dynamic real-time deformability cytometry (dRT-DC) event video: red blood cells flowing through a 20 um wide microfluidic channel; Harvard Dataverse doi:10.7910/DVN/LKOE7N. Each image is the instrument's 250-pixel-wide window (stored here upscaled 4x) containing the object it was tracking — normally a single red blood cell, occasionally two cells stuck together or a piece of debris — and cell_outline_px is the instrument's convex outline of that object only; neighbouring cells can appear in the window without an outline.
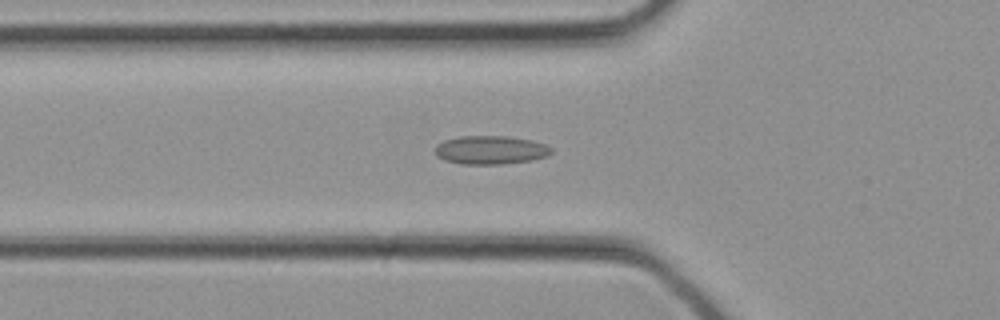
{"species": "common noctule bat (a hibernating species)", "species_latin": "Nyctalus noctula", "temperature_condition": "cold", "stored_images_in_passage": 33, "camera_frame_rate_fps": 3000, "um_per_image_px": 0.085, "animal": {"sex": "female", "body_mass_g": 21.9}, "frame": {"image": 1, "passage_image": 11, "time_ms": 3.333, "image_size_px": [1000, 320], "cell_outline_px": [[552, 152], [548, 156], [532, 160], [504, 164], [460, 164], [444, 160], [436, 156], [436, 144], [444, 140], [460, 136], [508, 136], [532, 140], [544, 144], [552, 148]], "centroid_in_image_um": [41.7, 12.75], "position_along_channel_um": 84.1, "area_um2": 19.48}}
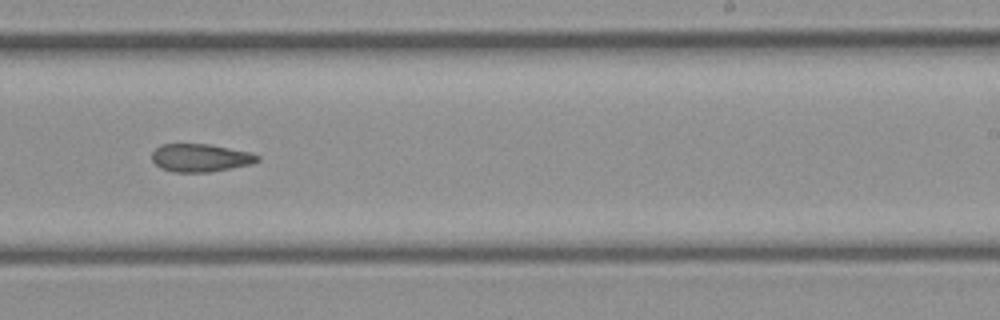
{"frame": {"image": 2, "passage_image": 20, "time_ms": 6.333, "image_size_px": [1000, 320], "cell_outline_px": [[260, 160], [252, 164], [212, 172], [172, 172], [160, 168], [152, 160], [152, 152], [160, 144], [212, 144], [252, 152], [260, 156]], "centroid_in_image_um": [17.07, 13.41], "position_along_channel_um": 271.9, "area_um2": 17.51}}
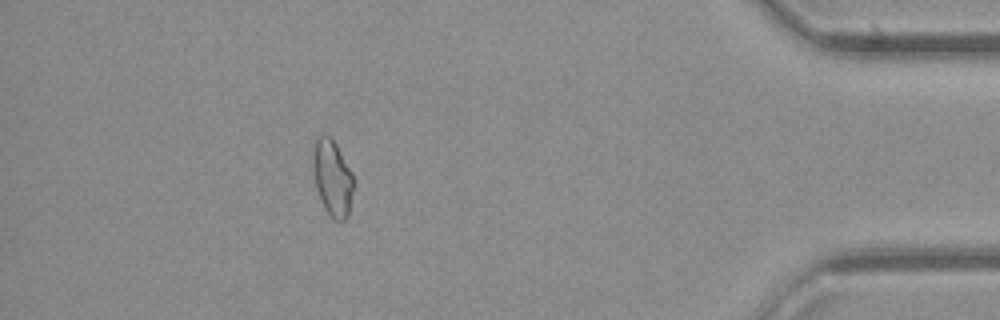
{"frame": {"image": 3, "passage_image": 29, "time_ms": 9.333, "image_size_px": [1000, 320], "cell_outline_px": [[356, 184], [348, 216], [344, 220], [336, 220], [324, 208], [320, 200], [316, 188], [312, 164], [312, 144], [316, 136], [328, 136], [336, 144], [352, 172]], "centroid_in_image_um": [28.26, 15.11], "position_along_channel_um": 406.9, "area_um2": 18.38}}